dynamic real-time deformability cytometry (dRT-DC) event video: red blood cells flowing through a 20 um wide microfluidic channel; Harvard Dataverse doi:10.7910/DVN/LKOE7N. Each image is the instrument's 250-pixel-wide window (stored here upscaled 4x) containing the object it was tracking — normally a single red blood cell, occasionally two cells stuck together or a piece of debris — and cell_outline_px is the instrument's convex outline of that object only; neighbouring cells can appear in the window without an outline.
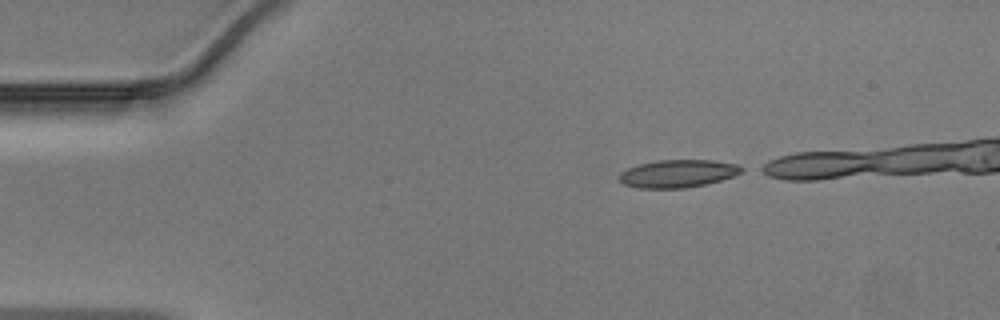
{"species": "Egyptian fruit bat (a non-hibernating species)", "species_latin": "Rousettus aegyptiacus", "temperature_condition": "warm", "stored_images_in_passage": 20, "camera_frame_rate_fps": 3000, "um_per_image_px": 0.085, "animal": {"sex": "male"}, "frame": {"image": 1, "passage_image": 1, "time_ms": 0.0, "image_size_px": [1000, 320], "cell_outline_px": [[744, 168], [740, 172], [732, 176], [720, 180], [704, 184], [684, 188], [636, 188], [624, 184], [616, 176], [620, 172], [628, 168], [640, 164], [656, 160], [712, 160], [736, 164]], "centroid_in_image_um": [57.56, 14.75], "position_along_channel_um": 27.4, "area_um2": 19.65}}
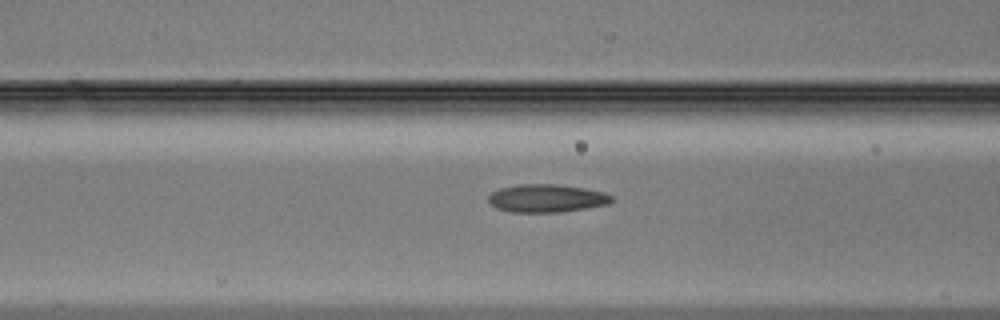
{"frame": {"image": 2, "passage_image": 12, "time_ms": 3.667, "image_size_px": [1000, 320], "cell_outline_px": [[616, 200], [608, 204], [560, 212], [512, 212], [496, 208], [488, 204], [488, 196], [492, 192], [500, 188], [520, 184], [556, 184], [584, 188], [604, 192], [612, 196]], "centroid_in_image_um": [46.45, 16.85], "position_along_channel_um": 120.1, "area_um2": 20.17}}
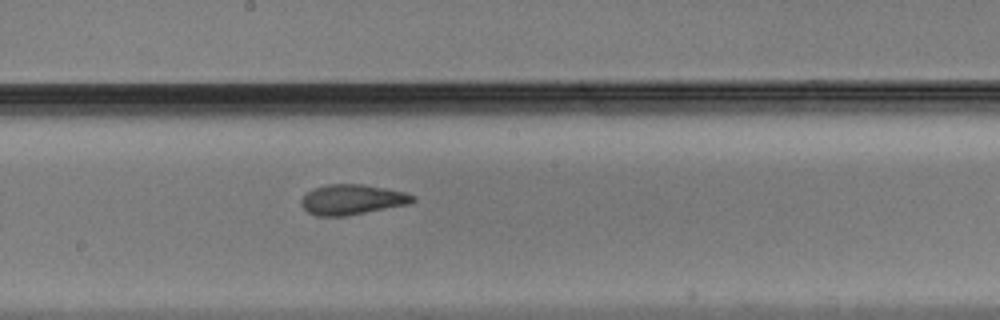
{"frame": {"image": 3, "passage_image": 19, "time_ms": 6.0, "image_size_px": [1000, 320], "cell_outline_px": [[416, 200], [412, 204], [348, 216], [316, 216], [308, 212], [300, 204], [300, 200], [308, 192], [316, 188], [328, 184], [364, 184], [404, 192], [416, 196]], "centroid_in_image_um": [29.98, 16.98], "position_along_channel_um": 218.2, "area_um2": 19.83}}